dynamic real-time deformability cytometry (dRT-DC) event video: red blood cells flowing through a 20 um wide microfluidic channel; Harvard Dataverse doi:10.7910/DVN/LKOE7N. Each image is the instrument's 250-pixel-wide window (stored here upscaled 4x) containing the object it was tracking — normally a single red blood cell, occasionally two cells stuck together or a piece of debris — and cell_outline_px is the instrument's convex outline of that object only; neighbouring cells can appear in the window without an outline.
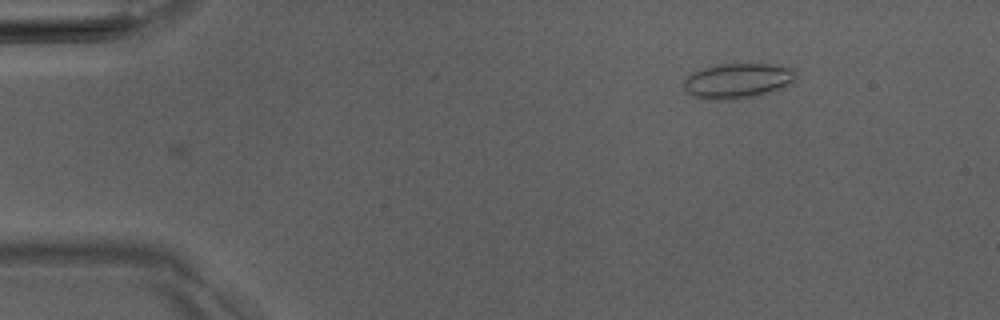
{"species": "Egyptian fruit bat (a non-hibernating species)", "species_latin": "Rousettus aegyptiacus", "temperature_condition": "room temperature", "stored_images_in_passage": 6, "camera_frame_rate_fps": 3000, "um_per_image_px": 0.085, "animal": {"sex": "male"}, "frame": {"image": 1, "passage_image": 6, "time_ms": 5.667, "image_size_px": [1000, 320], "cell_outline_px": [[796, 80], [784, 88], [776, 92], [760, 96], [732, 100], [716, 100], [696, 96], [684, 92], [684, 80], [692, 72], [704, 68], [720, 64], [768, 64], [792, 68], [796, 72]], "centroid_in_image_um": [62.76, 6.89], "position_along_channel_um": 22.2, "area_um2": 23.29}}